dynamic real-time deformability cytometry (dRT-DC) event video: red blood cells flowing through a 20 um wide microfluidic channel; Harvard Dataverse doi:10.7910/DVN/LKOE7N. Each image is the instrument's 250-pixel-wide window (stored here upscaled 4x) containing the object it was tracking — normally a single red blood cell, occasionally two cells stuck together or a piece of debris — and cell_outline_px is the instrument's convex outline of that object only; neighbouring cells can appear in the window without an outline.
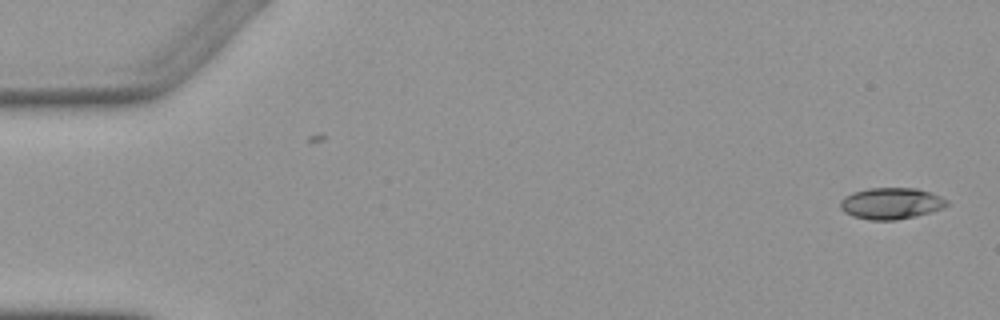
{"species": "Egyptian fruit bat (a non-hibernating species)", "species_latin": "Rousettus aegyptiacus", "temperature_condition": "warm", "stored_images_in_passage": 4, "camera_frame_rate_fps": 3000, "um_per_image_px": 0.085, "animal": {"sex": "female"}, "frame": {"image": 1, "passage_image": 1, "time_ms": 0.0, "image_size_px": [1000, 320], "cell_outline_px": [[948, 204], [944, 208], [896, 220], [868, 220], [852, 216], [844, 212], [840, 208], [840, 200], [844, 196], [852, 192], [868, 188], [916, 188], [940, 196], [948, 200]], "centroid_in_image_um": [75.69, 17.28], "position_along_channel_um": 9.3, "area_um2": 19.48}}
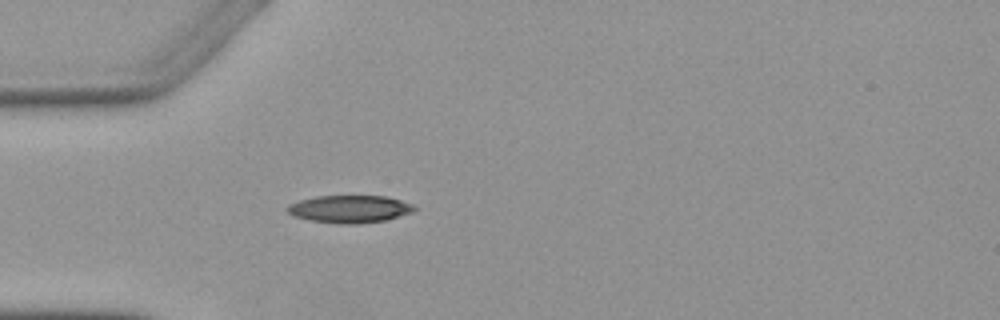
{"frame": {"image": 2, "passage_image": 4, "time_ms": 4.667, "image_size_px": [1000, 320], "cell_outline_px": [[416, 208], [412, 212], [384, 220], [356, 224], [336, 224], [312, 220], [292, 216], [284, 208], [288, 204], [300, 200], [316, 196], [388, 196], [412, 204]], "centroid_in_image_um": [29.67, 17.76], "position_along_channel_um": 55.3, "area_um2": 20.35}}